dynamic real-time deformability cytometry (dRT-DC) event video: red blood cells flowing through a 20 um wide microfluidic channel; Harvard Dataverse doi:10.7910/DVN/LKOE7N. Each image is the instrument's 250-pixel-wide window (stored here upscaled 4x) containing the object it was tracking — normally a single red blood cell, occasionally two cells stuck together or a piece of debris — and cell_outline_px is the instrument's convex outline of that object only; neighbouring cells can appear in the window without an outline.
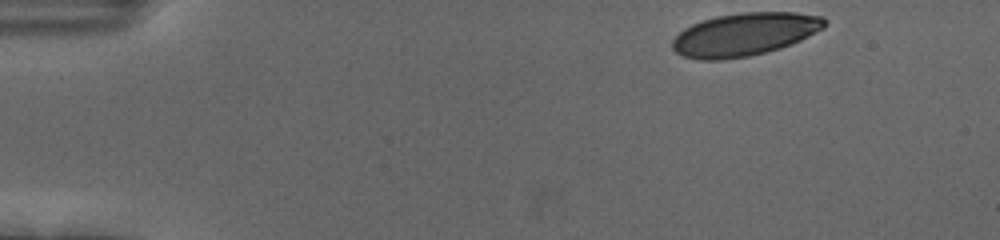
{"species": "human", "species_latin": "Homo sapiens", "temperature_condition": "cold", "stored_images_in_passage": 50, "camera_frame_rate_fps": 3000, "um_per_image_px": 0.085, "donor": {"sex": "female"}, "frame": {"image": 1, "passage_image": 1, "time_ms": 0.0, "image_size_px": [1000, 240], "cell_outline_px": [[828, 24], [824, 28], [792, 44], [780, 48], [748, 56], [720, 60], [700, 60], [684, 56], [676, 52], [672, 48], [672, 40], [684, 28], [692, 24], [716, 16], [740, 12], [796, 12], [824, 16], [828, 20]], "centroid_in_image_um": [63.32, 2.91], "position_along_channel_um": 21.7, "area_um2": 38.21}}
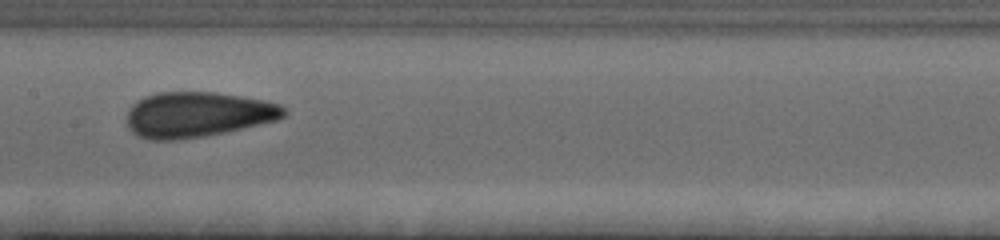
{"frame": {"image": 2, "passage_image": 23, "time_ms": 7.333, "image_size_px": [1000, 240], "cell_outline_px": [[288, 112], [284, 116], [276, 120], [224, 132], [204, 136], [180, 140], [148, 140], [132, 132], [128, 128], [128, 108], [136, 100], [144, 96], [156, 92], [216, 92], [264, 100], [280, 104]], "centroid_in_image_um": [16.76, 9.73], "position_along_channel_um": 190.6, "area_um2": 41.56}}
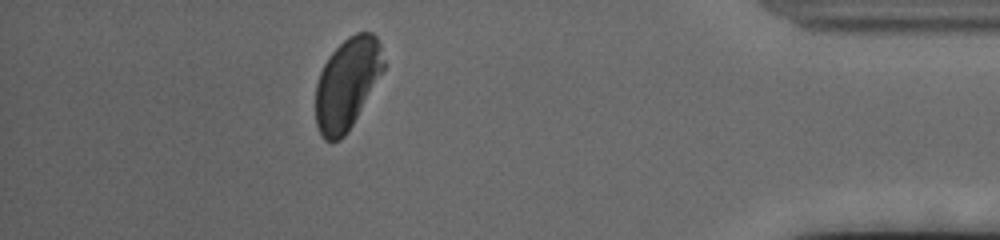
{"frame": {"image": 3, "passage_image": 44, "time_ms": 14.333, "image_size_px": [1000, 240], "cell_outline_px": [[384, 68], [348, 132], [340, 140], [332, 144], [324, 140], [316, 124], [316, 84], [320, 72], [328, 56], [348, 36], [356, 32], [372, 32], [376, 36], [380, 44], [384, 60]], "centroid_in_image_um": [29.49, 7.12], "position_along_channel_um": 405.7, "area_um2": 36.01}, "authors_computed_cell_mechanics": {"area_um2": 39.7664, "velocity_mm_per_s": 3.6564, "shape_relaxation_time_tau1_ms": 6.075, "shape_relaxation_time_tau2_ms": 1.0583, "deformation_change_tau1": 0.1719, "deformation_change_tau2": 0.0613}}